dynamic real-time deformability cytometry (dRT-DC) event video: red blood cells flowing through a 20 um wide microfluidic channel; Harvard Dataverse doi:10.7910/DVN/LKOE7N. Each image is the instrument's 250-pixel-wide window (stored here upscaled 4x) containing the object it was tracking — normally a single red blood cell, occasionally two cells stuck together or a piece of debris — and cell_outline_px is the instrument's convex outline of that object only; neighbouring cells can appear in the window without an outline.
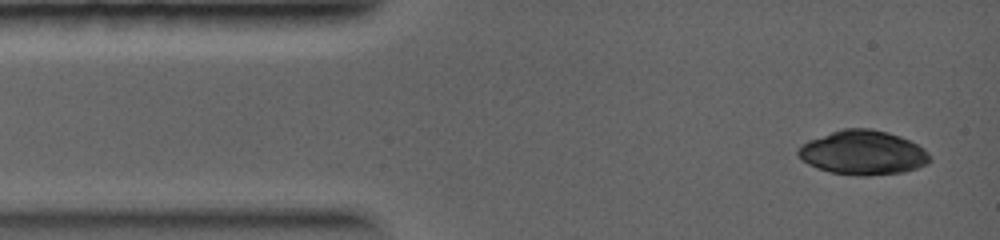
{"species": "common noctule bat (a hibernating species)", "species_latin": "Nyctalus noctula", "temperature_condition": "warm", "stored_images_in_passage": 3, "camera_frame_rate_fps": 5000, "um_per_image_px": 0.085, "animal": {"sex": "female", "body_mass_g": 19.0, "forearm_length_mm": 56.7}, "frame": {"image": 1, "passage_image": 1, "time_ms": 0.0, "image_size_px": [1000, 240], "cell_outline_px": [[932, 160], [928, 164], [904, 172], [868, 176], [856, 176], [832, 172], [816, 168], [808, 164], [796, 152], [808, 140], [844, 128], [868, 128], [888, 132], [900, 136], [924, 148]], "centroid_in_image_um": [73.38, 12.98], "position_along_channel_um": 11.6, "area_um2": 33.81}}